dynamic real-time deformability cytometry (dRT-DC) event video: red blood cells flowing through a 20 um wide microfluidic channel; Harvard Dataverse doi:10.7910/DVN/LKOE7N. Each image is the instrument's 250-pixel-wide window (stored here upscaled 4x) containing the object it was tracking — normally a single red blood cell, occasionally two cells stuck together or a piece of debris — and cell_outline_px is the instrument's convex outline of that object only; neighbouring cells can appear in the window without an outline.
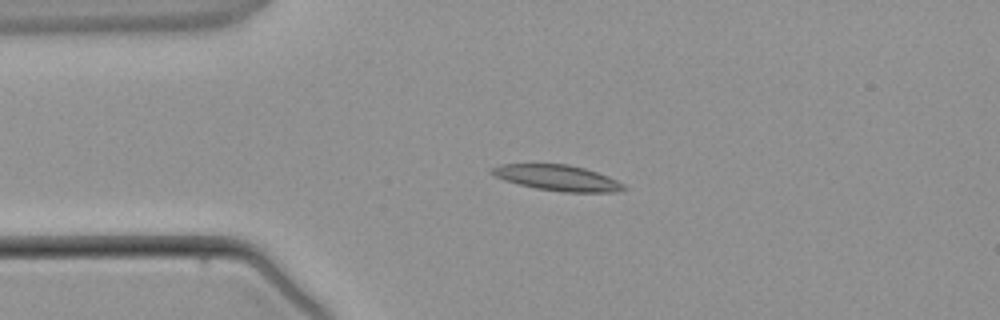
{"species": "common noctule bat (a hibernating species)", "species_latin": "Nyctalus noctula", "temperature_condition": "warm", "stored_images_in_passage": 5, "camera_frame_rate_fps": 3000, "um_per_image_px": 0.085, "animal": {"sex": "male", "body_mass_g": 21.5, "forearm_length_mm": 52.0}, "frame": {"image": 1, "passage_image": 3, "time_ms": 2.333, "image_size_px": [1000, 320], "cell_outline_px": [[628, 188], [616, 192], [564, 192], [536, 188], [504, 180], [488, 172], [488, 168], [500, 164], [568, 164], [584, 168], [608, 176], [624, 184]], "centroid_in_image_um": [47.36, 15.11], "position_along_channel_um": 37.6, "area_um2": 19.77}}
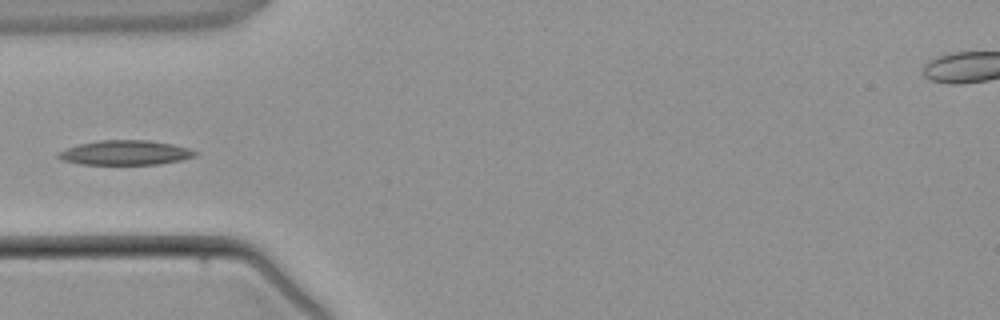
{"frame": {"image": 2, "passage_image": 4, "time_ms": 3.667, "image_size_px": [1000, 320], "cell_outline_px": [[200, 152], [196, 156], [184, 160], [160, 164], [80, 164], [64, 160], [56, 156], [60, 152], [68, 148], [80, 144], [100, 140], [148, 140], [172, 144], [188, 148]], "centroid_in_image_um": [10.74, 12.98], "position_along_channel_um": 74.3, "area_um2": 19.54}}
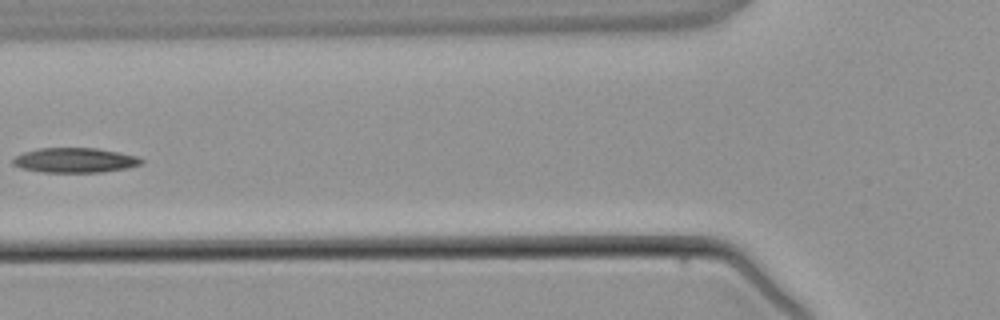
{"frame": {"image": 3, "passage_image": 5, "time_ms": 4.667, "image_size_px": [1000, 320], "cell_outline_px": [[144, 160], [140, 164], [128, 168], [100, 172], [44, 172], [20, 168], [12, 164], [12, 160], [16, 156], [24, 152], [40, 148], [96, 148], [136, 156]], "centroid_in_image_um": [6.34, 13.62], "position_along_channel_um": 119.5, "area_um2": 18.38}}